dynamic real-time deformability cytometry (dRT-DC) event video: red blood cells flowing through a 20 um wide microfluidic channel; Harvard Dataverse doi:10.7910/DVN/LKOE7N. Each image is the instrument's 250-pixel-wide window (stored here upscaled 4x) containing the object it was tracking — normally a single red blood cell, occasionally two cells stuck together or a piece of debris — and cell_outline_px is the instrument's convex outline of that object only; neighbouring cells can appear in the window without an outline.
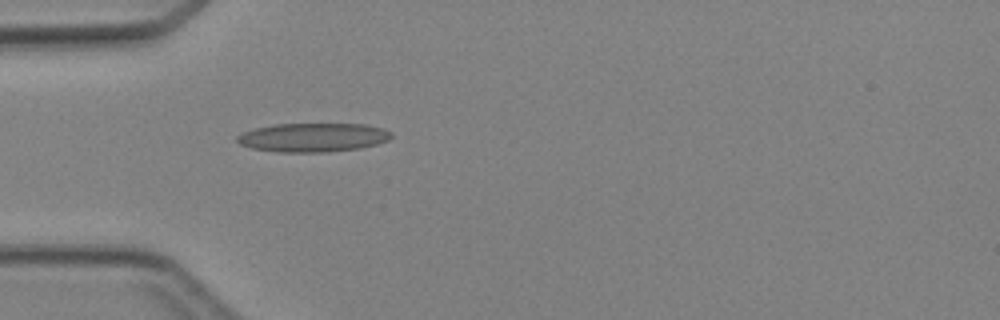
{"species": "Egyptian fruit bat (a non-hibernating species)", "species_latin": "Rousettus aegyptiacus", "temperature_condition": "cold", "stored_images_in_passage": 4, "camera_frame_rate_fps": 3000, "um_per_image_px": 0.085, "animal": {"sex": "female"}, "frame": {"image": 1, "passage_image": 4, "time_ms": 3.333, "image_size_px": [1000, 320], "cell_outline_px": [[392, 136], [388, 140], [376, 144], [360, 148], [324, 152], [280, 152], [252, 148], [240, 144], [236, 140], [236, 136], [244, 132], [256, 128], [276, 124], [364, 124], [384, 128], [392, 132]], "centroid_in_image_um": [26.63, 11.68], "position_along_channel_um": 58.4, "area_um2": 25.84}}